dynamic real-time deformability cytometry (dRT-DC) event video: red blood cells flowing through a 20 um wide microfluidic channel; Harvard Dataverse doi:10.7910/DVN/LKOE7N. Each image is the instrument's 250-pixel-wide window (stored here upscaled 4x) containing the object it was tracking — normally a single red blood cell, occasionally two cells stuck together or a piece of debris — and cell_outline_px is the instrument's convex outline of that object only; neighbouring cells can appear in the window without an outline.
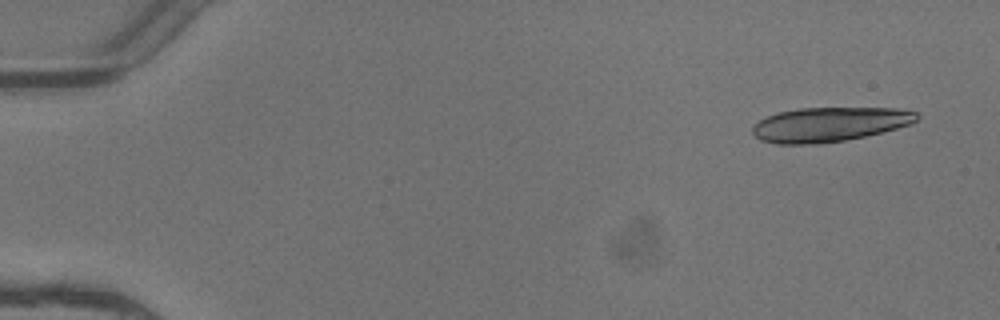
{"species": "common noctule bat (a hibernating species)", "species_latin": "Nyctalus noctula", "temperature_condition": "warm", "stored_images_in_passage": 5, "camera_frame_rate_fps": 3000, "um_per_image_px": 0.085, "animal": {"sex": "female"}, "frame": {"image": 1, "passage_image": 1, "time_ms": 0.0, "image_size_px": [1000, 320], "cell_outline_px": [[920, 116], [912, 124], [864, 136], [844, 140], [820, 144], [776, 144], [760, 140], [752, 132], [752, 128], [760, 120], [768, 116], [780, 112], [796, 108], [900, 108], [916, 112]], "centroid_in_image_um": [70.51, 10.57], "position_along_channel_um": 14.5, "area_um2": 32.89}}
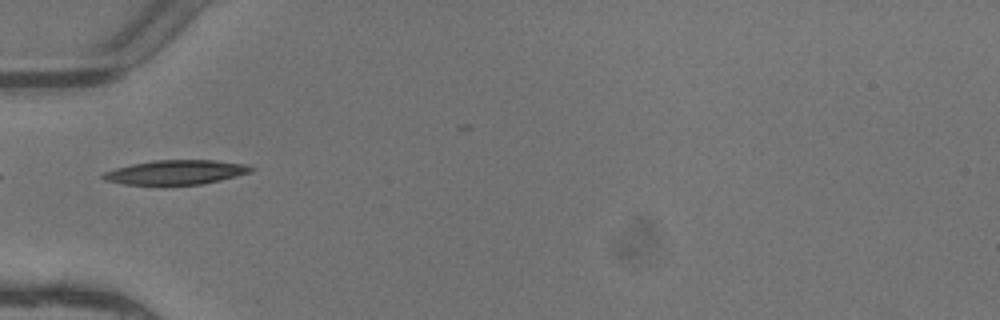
{"frame": {"image": 2, "passage_image": 5, "time_ms": 1.333, "image_size_px": [1000, 320], "cell_outline_px": [[252, 172], [220, 180], [200, 184], [124, 184], [104, 180], [100, 176], [104, 172], [116, 168], [132, 164], [152, 160], [216, 160], [248, 164], [252, 168]], "centroid_in_image_um": [14.96, 14.63], "position_along_channel_um": 70.0, "area_um2": 20.87}}